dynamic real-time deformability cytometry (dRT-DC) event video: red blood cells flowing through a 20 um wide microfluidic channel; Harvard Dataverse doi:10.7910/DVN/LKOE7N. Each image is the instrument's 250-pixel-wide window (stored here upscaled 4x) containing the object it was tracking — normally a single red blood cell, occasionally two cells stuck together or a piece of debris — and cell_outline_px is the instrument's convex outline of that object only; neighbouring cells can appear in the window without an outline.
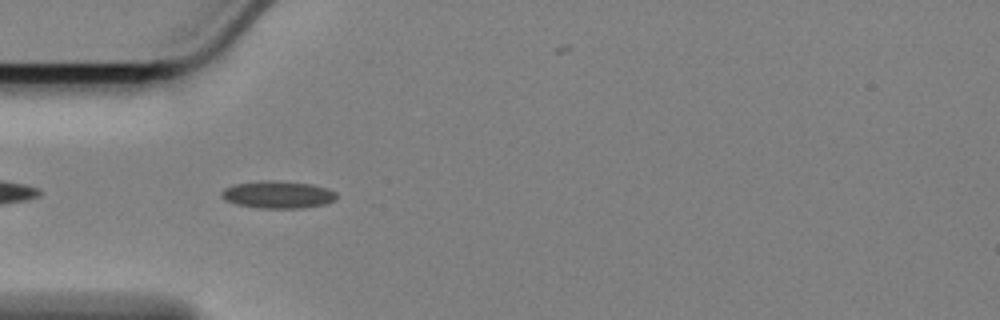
{"species": "Egyptian fruit bat (a non-hibernating species)", "species_latin": "Rousettus aegyptiacus", "temperature_condition": "cold", "stored_images_in_passage": 19, "camera_frame_rate_fps": 3000, "um_per_image_px": 0.085, "animal": {"sex": "female"}, "frame": {"image": 1, "passage_image": 3, "time_ms": 0.667, "image_size_px": [1000, 320], "cell_outline_px": [[336, 196], [332, 200], [324, 204], [300, 208], [256, 208], [236, 204], [224, 200], [220, 196], [220, 192], [224, 188], [232, 184], [264, 180], [276, 180], [312, 184], [328, 188], [336, 192]], "centroid_in_image_um": [23.55, 16.53], "position_along_channel_um": 61.5, "area_um2": 18.5}}
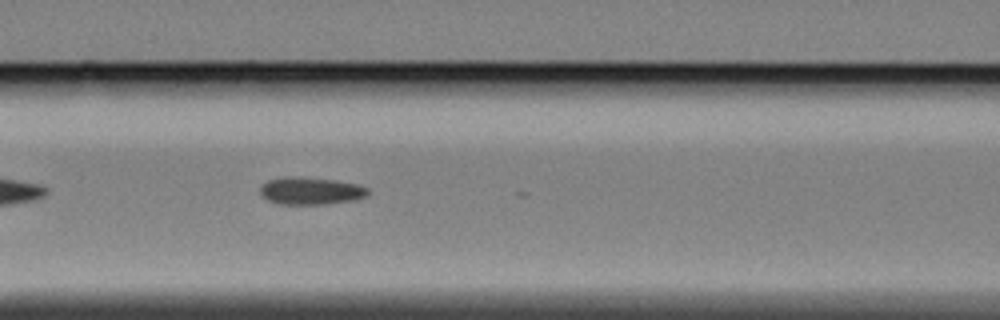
{"frame": {"image": 2, "passage_image": 10, "time_ms": 3.0, "image_size_px": [1000, 320], "cell_outline_px": [[368, 196], [356, 200], [324, 204], [276, 204], [260, 196], [260, 184], [268, 180], [284, 176], [296, 176], [336, 180], [356, 184], [368, 188]], "centroid_in_image_um": [26.37, 16.22], "position_along_channel_um": 140.2, "area_um2": 17.51}}
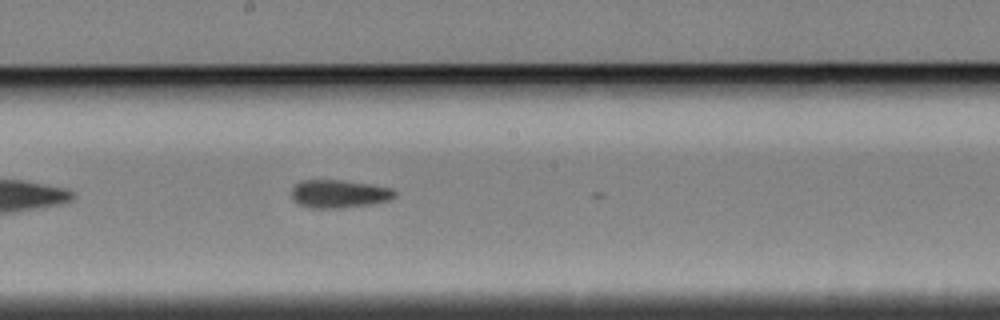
{"frame": {"image": 3, "passage_image": 17, "time_ms": 5.333, "image_size_px": [1000, 320], "cell_outline_px": [[396, 196], [388, 200], [368, 204], [340, 208], [312, 208], [300, 204], [292, 200], [292, 188], [300, 180], [344, 180], [372, 184], [392, 188], [396, 192]], "centroid_in_image_um": [28.81, 16.46], "position_along_channel_um": 219.4, "area_um2": 16.88}}